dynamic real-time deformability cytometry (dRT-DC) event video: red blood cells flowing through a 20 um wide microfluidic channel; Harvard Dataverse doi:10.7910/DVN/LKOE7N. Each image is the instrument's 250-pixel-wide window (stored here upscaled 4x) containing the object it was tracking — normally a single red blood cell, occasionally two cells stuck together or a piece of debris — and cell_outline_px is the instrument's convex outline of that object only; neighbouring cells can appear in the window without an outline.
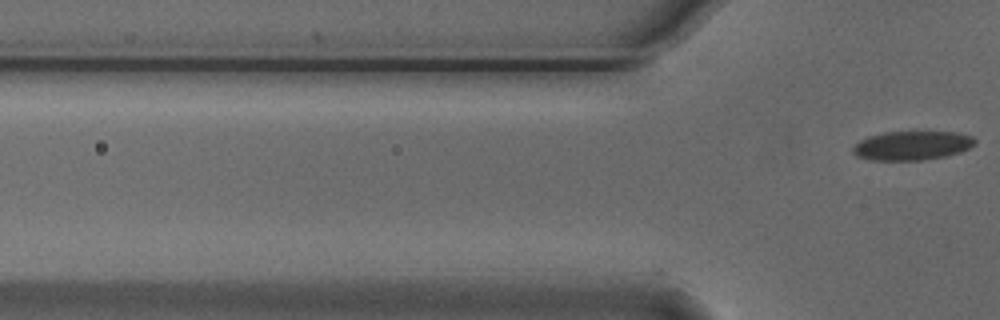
{"species": "Egyptian fruit bat (a non-hibernating species)", "species_latin": "Rousettus aegyptiacus", "temperature_condition": "cold", "stored_images_in_passage": 2, "camera_frame_rate_fps": 3000, "um_per_image_px": 0.085, "animal": {"sex": "male"}, "frame": {"image": 1, "passage_image": 2, "time_ms": 0.333, "image_size_px": [1000, 320], "cell_outline_px": [[976, 144], [960, 152], [944, 156], [924, 160], [868, 160], [856, 156], [852, 152], [852, 148], [860, 140], [868, 136], [884, 132], [956, 132], [972, 136], [976, 140]], "centroid_in_image_um": [77.5, 12.37], "position_along_channel_um": 48.3, "area_um2": 20.69}}